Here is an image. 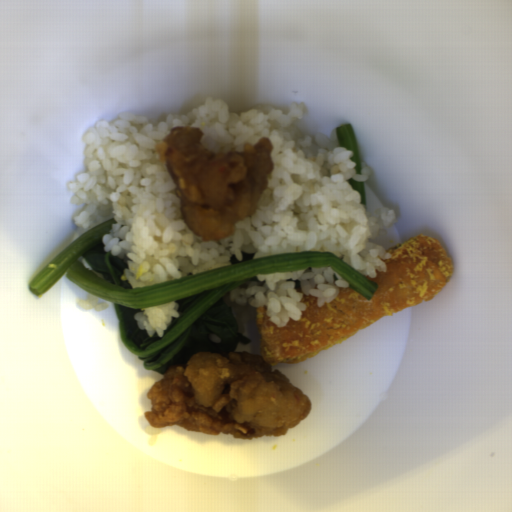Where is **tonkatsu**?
I'll return each mask as SVG.
<instances>
[{"mask_svg":"<svg viewBox=\"0 0 512 512\" xmlns=\"http://www.w3.org/2000/svg\"><path fill=\"white\" fill-rule=\"evenodd\" d=\"M386 271L376 269V277L364 276L377 284L368 300L351 288L339 289L331 302L318 306L317 298L303 295L306 303L299 320L291 317L284 327L269 320L263 305L255 310L259 328L260 353L271 366L296 363L317 356L341 344L383 317L430 301L451 279L454 265L445 248L428 235L411 237L386 250Z\"/></svg>","mask_w":512,"mask_h":512,"instance_id":"tonkatsu-1","label":"tonkatsu"}]
</instances>
